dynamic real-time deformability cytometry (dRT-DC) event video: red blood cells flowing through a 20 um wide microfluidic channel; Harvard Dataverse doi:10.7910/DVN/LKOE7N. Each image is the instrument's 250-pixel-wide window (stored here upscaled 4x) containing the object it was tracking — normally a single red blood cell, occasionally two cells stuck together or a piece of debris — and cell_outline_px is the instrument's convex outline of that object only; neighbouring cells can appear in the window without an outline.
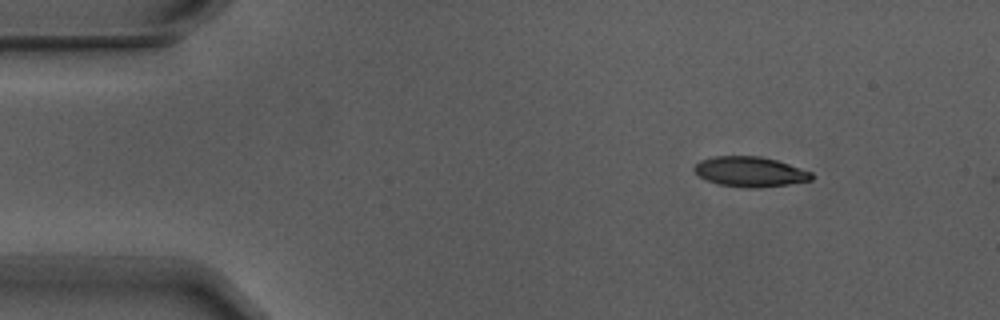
{"species": "Egyptian fruit bat (a non-hibernating species)", "species_latin": "Rousettus aegyptiacus", "temperature_condition": "warm", "stored_images_in_passage": 3, "segment_of_instrument_passage": [1, 2], "camera_frame_rate_fps": 3000, "um_per_image_px": 0.085, "animal": {"sex": "male"}, "frame": {"image": 1, "passage_image": 1, "time_ms": 0.0, "image_size_px": [1000, 320], "cell_outline_px": [[812, 180], [788, 184], [756, 188], [748, 188], [720, 184], [708, 180], [700, 176], [692, 168], [700, 160], [712, 156], [760, 156], [776, 160], [812, 172]], "centroid_in_image_um": [63.74, 14.59], "position_along_channel_um": 21.3, "area_um2": 20.35}}